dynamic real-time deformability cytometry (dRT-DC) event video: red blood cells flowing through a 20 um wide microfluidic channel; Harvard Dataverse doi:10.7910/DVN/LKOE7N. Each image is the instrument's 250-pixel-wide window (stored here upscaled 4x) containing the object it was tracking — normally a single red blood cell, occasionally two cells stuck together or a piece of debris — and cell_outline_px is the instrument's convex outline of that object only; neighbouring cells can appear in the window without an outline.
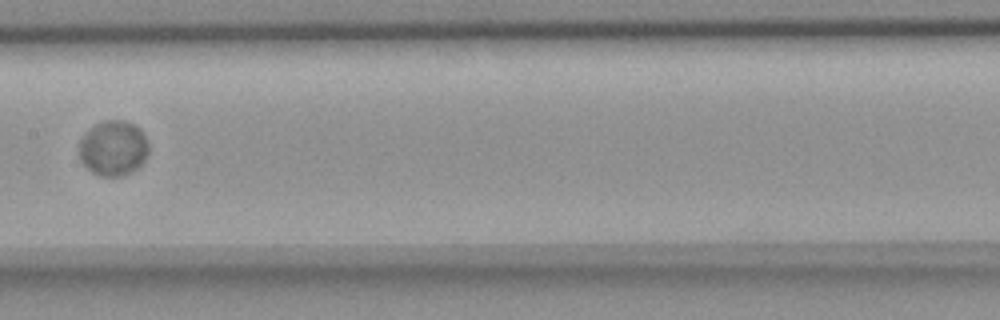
{"species": "common noctule bat (a hibernating species)", "species_latin": "Nyctalus noctula", "temperature_condition": "room temperature", "stored_images_in_passage": 12, "camera_frame_rate_fps": 3000, "um_per_image_px": 0.085, "animal": {"sex": "female", "body_mass_g": 18.4}, "frame": {"image": 1, "passage_image": 9, "time_ms": 10.333, "image_size_px": [1000, 320], "cell_outline_px": [[148, 152], [144, 160], [136, 168], [120, 176], [100, 176], [92, 172], [80, 160], [80, 140], [96, 124], [108, 120], [124, 120], [140, 128], [144, 132], [148, 140]], "centroid_in_image_um": [9.66, 12.59], "position_along_channel_um": 197.7, "area_um2": 22.02}}
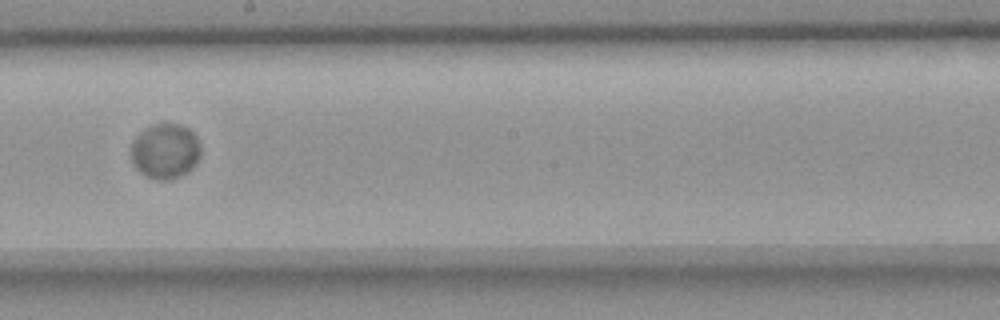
{"frame": {"image": 2, "passage_image": 10, "time_ms": 11.333, "image_size_px": [1000, 320], "cell_outline_px": [[200, 156], [196, 164], [192, 168], [180, 176], [168, 180], [156, 180], [140, 172], [136, 168], [132, 160], [132, 140], [144, 128], [152, 124], [180, 124], [188, 128], [196, 136], [200, 144]], "centroid_in_image_um": [14.05, 12.84], "position_along_channel_um": 234.1, "area_um2": 22.43}}
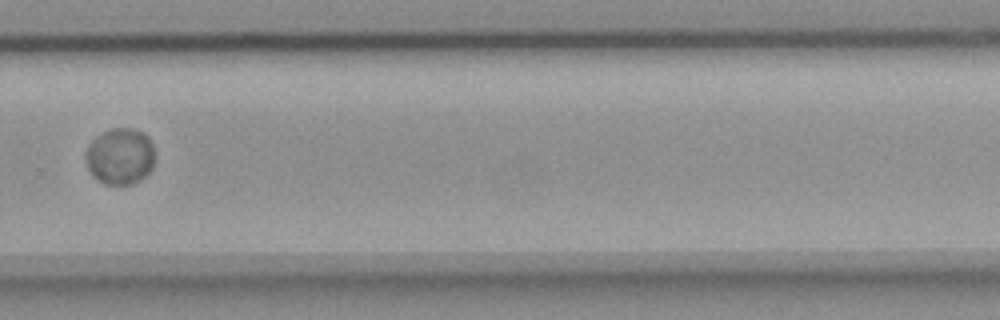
{"frame": {"image": 3, "passage_image": 12, "time_ms": 13.667, "image_size_px": [1000, 320], "cell_outline_px": [[152, 168], [144, 176], [128, 184], [104, 184], [92, 176], [88, 168], [84, 152], [92, 140], [96, 136], [112, 128], [132, 128], [144, 132], [148, 136], [152, 144]], "centroid_in_image_um": [10.16, 13.26], "position_along_channel_um": 319.6, "area_um2": 22.48}}